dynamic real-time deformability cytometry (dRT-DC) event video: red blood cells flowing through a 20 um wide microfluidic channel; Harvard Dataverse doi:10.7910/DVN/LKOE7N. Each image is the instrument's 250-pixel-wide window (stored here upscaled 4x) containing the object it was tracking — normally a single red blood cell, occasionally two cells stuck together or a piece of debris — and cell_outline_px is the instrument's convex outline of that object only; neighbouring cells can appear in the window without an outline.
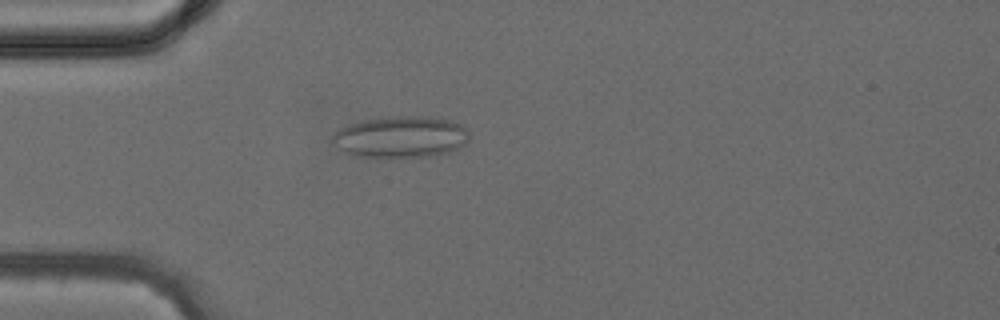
{"species": "common noctule bat (a hibernating species)", "species_latin": "Nyctalus noctula", "temperature_condition": "cold", "stored_images_in_passage": 39, "camera_frame_rate_fps": 3000, "um_per_image_px": 0.085, "animal": {"sex": "female", "body_mass_g": 24.6, "forearm_length_mm": 56.2}, "frame": {"image": 1, "passage_image": 11, "time_ms": 3.333, "image_size_px": [1000, 320], "cell_outline_px": [[468, 140], [460, 148], [448, 152], [428, 156], [360, 156], [348, 152], [332, 144], [332, 136], [340, 128], [348, 124], [364, 120], [392, 116], [424, 116], [452, 120], [460, 124], [468, 132]], "centroid_in_image_um": [34.08, 11.61], "position_along_channel_um": 50.9, "area_um2": 32.66}}
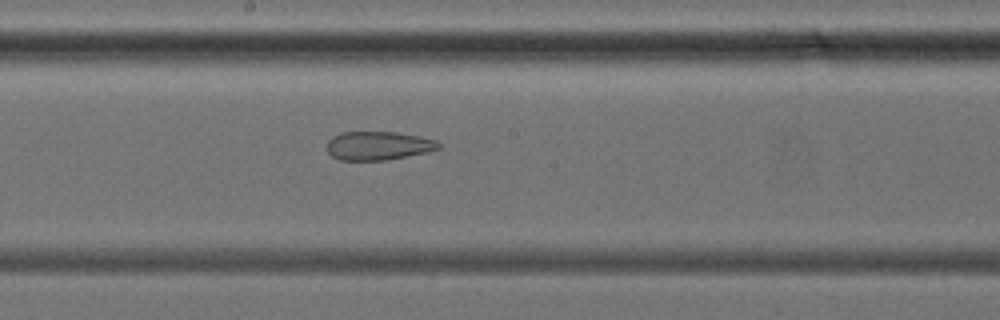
{"frame": {"image": 2, "passage_image": 21, "time_ms": 6.667, "image_size_px": [1000, 320], "cell_outline_px": [[440, 148], [428, 152], [384, 160], [340, 160], [332, 156], [328, 152], [328, 140], [332, 136], [340, 132], [396, 132], [420, 136], [436, 140], [440, 144]], "centroid_in_image_um": [32.15, 12.38], "position_along_channel_um": 216.0, "area_um2": 18.61}}
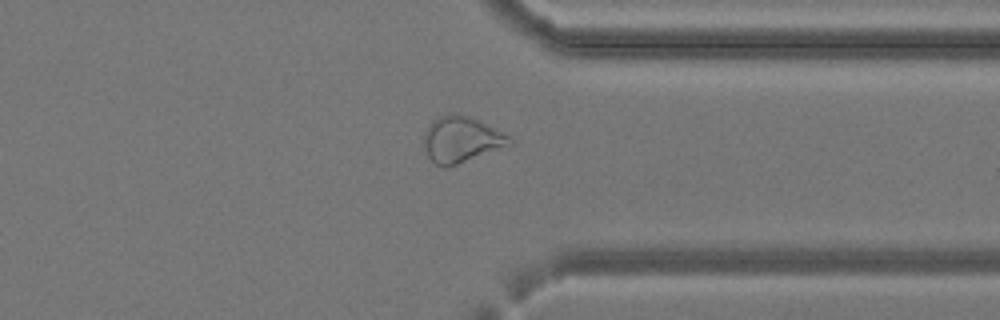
{"frame": {"image": 3, "passage_image": 30, "time_ms": 9.667, "image_size_px": [1000, 320], "cell_outline_px": [[516, 144], [448, 168], [444, 168], [436, 164], [428, 156], [424, 144], [424, 132], [428, 124], [432, 120], [440, 116], [452, 112], [456, 112], [468, 116], [504, 132], [512, 136]], "centroid_in_image_um": [39.26, 11.87], "position_along_channel_um": 372.1, "area_um2": 23.58}}